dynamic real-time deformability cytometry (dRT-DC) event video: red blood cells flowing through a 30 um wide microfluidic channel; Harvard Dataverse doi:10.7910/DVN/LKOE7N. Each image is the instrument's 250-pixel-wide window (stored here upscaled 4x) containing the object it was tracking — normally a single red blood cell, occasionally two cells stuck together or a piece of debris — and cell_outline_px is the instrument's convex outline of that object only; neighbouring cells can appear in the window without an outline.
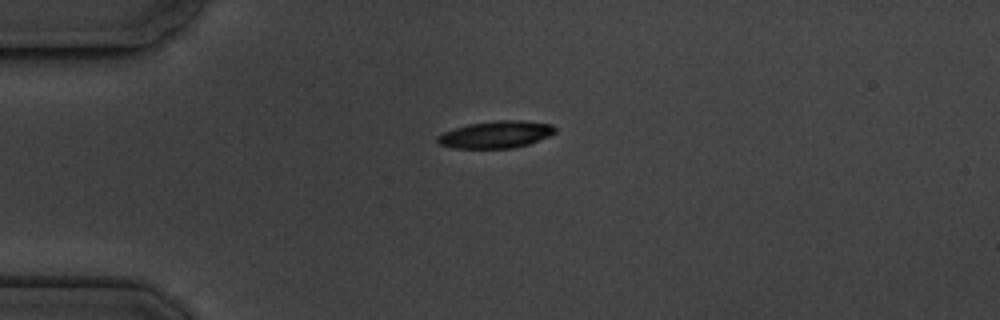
{"species": "common noctule bat (a hibernating species)", "species_latin": "Nyctalus noctula", "temperature_condition": "cold", "stored_images_in_passage": 2, "camera_frame_rate_fps": 3000, "um_per_image_px": 0.085, "animal": {"sex": "male", "body_mass_g": 19.5, "forearm_length_mm": 54.6}, "frame": {"image": 1, "passage_image": 1, "time_ms": 0.0, "image_size_px": [1000, 320], "cell_outline_px": [[556, 132], [548, 136], [528, 144], [512, 148], [452, 148], [440, 144], [436, 140], [436, 136], [444, 132], [468, 124], [496, 120], [520, 120], [552, 124], [556, 128]], "centroid_in_image_um": [42.15, 11.43], "position_along_channel_um": 42.9, "area_um2": 18.5}}